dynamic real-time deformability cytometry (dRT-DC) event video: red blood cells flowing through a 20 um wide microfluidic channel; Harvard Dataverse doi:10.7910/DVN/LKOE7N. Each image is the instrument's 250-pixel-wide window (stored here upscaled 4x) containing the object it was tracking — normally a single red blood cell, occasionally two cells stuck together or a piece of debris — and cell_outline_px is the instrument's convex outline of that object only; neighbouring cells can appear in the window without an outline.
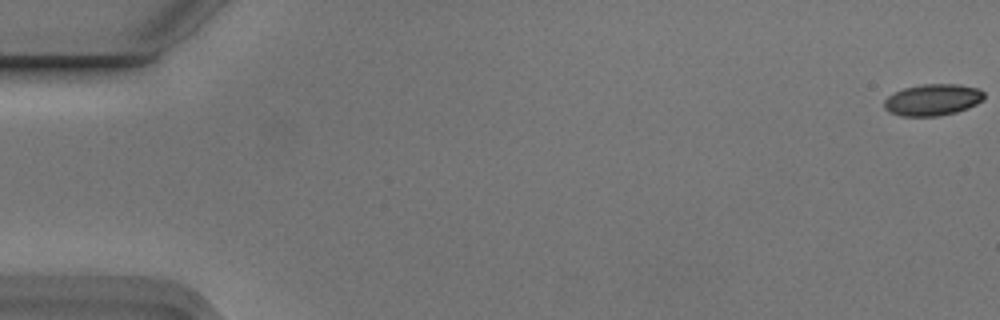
{"species": "Egyptian fruit bat (a non-hibernating species)", "species_latin": "Rousettus aegyptiacus", "temperature_condition": "cold", "stored_images_in_passage": 2, "camera_frame_rate_fps": 3000, "um_per_image_px": 0.085, "animal": {"sex": "male"}, "frame": {"image": 1, "passage_image": 2, "time_ms": 0.333, "image_size_px": [1000, 320], "cell_outline_px": [[984, 100], [968, 108], [956, 112], [936, 116], [900, 116], [888, 112], [884, 108], [884, 100], [888, 96], [904, 88], [924, 84], [960, 84], [980, 88], [984, 92]], "centroid_in_image_um": [79.3, 8.48], "position_along_channel_um": 5.7, "area_um2": 18.5}}